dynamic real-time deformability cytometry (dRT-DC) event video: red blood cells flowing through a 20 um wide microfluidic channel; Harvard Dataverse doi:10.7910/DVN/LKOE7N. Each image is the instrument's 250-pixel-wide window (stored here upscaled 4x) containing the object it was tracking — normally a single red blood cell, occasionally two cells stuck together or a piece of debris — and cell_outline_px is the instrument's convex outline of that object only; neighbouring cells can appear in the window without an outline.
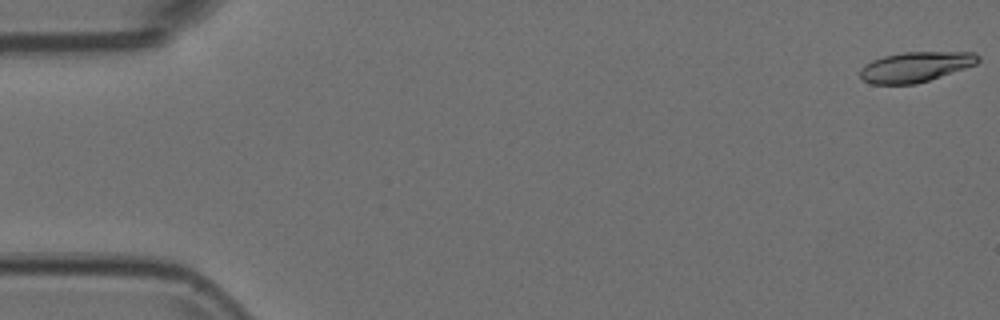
{"species": "Egyptian fruit bat (a non-hibernating species)", "species_latin": "Rousettus aegyptiacus", "temperature_condition": "room temperature", "stored_images_in_passage": 54, "camera_frame_rate_fps": 3000, "um_per_image_px": 0.085, "animal": {"sex": "female"}, "frame": {"image": 1, "passage_image": 1, "time_ms": 0.0, "image_size_px": [1000, 320], "cell_outline_px": [[980, 60], [976, 64], [916, 84], [872, 84], [864, 80], [860, 76], [860, 68], [864, 64], [872, 60], [884, 56], [904, 52], [976, 52], [980, 56]], "centroid_in_image_um": [77.81, 5.67], "position_along_channel_um": 7.2, "area_um2": 20.63}}
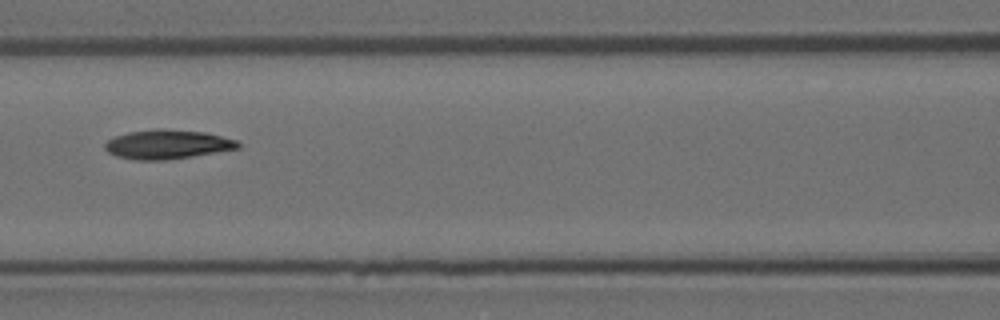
{"frame": {"image": 2, "passage_image": 24, "time_ms": 7.667, "image_size_px": [1000, 320], "cell_outline_px": [[240, 148], [192, 156], [164, 160], [136, 160], [116, 156], [108, 152], [104, 148], [104, 144], [108, 140], [116, 136], [128, 132], [156, 128], [164, 128], [204, 132], [236, 140], [240, 144]], "centroid_in_image_um": [14.2, 12.26], "position_along_channel_um": 152.4, "area_um2": 22.6}}
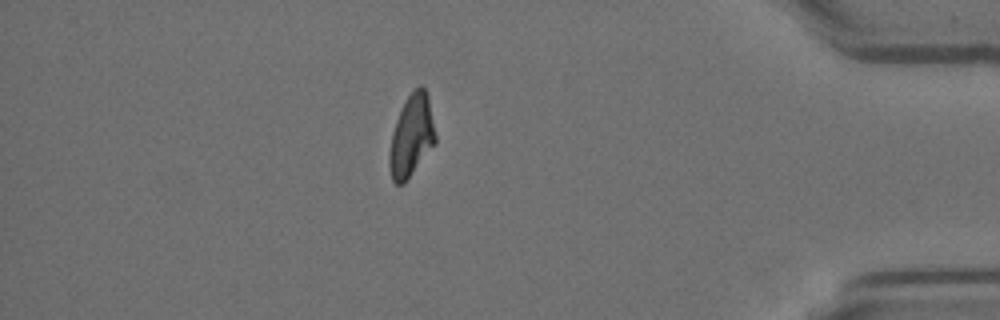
{"frame": {"image": 3, "passage_image": 47, "time_ms": 15.333, "image_size_px": [1000, 320], "cell_outline_px": [[436, 144], [404, 184], [396, 184], [392, 180], [388, 164], [388, 156], [392, 132], [396, 120], [408, 96], [420, 84], [424, 88], [428, 96], [436, 136]], "centroid_in_image_um": [34.97, 11.6], "position_along_channel_um": 400.2, "area_um2": 21.96}}